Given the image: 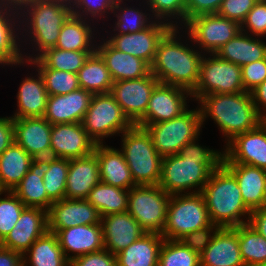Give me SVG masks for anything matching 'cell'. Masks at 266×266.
Returning <instances> with one entry per match:
<instances>
[{"mask_svg": "<svg viewBox=\"0 0 266 266\" xmlns=\"http://www.w3.org/2000/svg\"><path fill=\"white\" fill-rule=\"evenodd\" d=\"M197 140L198 137L184 145L178 154L162 158L158 186L166 193L173 195L202 192L211 173L222 164L223 150L220 152L201 146Z\"/></svg>", "mask_w": 266, "mask_h": 266, "instance_id": "obj_1", "label": "cell"}, {"mask_svg": "<svg viewBox=\"0 0 266 266\" xmlns=\"http://www.w3.org/2000/svg\"><path fill=\"white\" fill-rule=\"evenodd\" d=\"M179 28L172 27L159 41L150 70L159 83L178 86L192 93L199 81L203 54L181 42Z\"/></svg>", "mask_w": 266, "mask_h": 266, "instance_id": "obj_2", "label": "cell"}, {"mask_svg": "<svg viewBox=\"0 0 266 266\" xmlns=\"http://www.w3.org/2000/svg\"><path fill=\"white\" fill-rule=\"evenodd\" d=\"M18 8L20 30L24 31L20 32L23 36H20V43L29 41L28 45L32 44V52L37 54L23 52L24 62L28 65L29 61L36 59L45 50L56 46L60 29L72 15V8L56 0H26Z\"/></svg>", "mask_w": 266, "mask_h": 266, "instance_id": "obj_3", "label": "cell"}, {"mask_svg": "<svg viewBox=\"0 0 266 266\" xmlns=\"http://www.w3.org/2000/svg\"><path fill=\"white\" fill-rule=\"evenodd\" d=\"M197 101L202 126L207 117L213 119L226 144L236 135L255 129L264 119L254 106L250 92L208 94Z\"/></svg>", "mask_w": 266, "mask_h": 266, "instance_id": "obj_4", "label": "cell"}, {"mask_svg": "<svg viewBox=\"0 0 266 266\" xmlns=\"http://www.w3.org/2000/svg\"><path fill=\"white\" fill-rule=\"evenodd\" d=\"M201 193L211 223L219 228H234L249 222L251 211L242 200L236 178L222 164L211 173Z\"/></svg>", "mask_w": 266, "mask_h": 266, "instance_id": "obj_5", "label": "cell"}, {"mask_svg": "<svg viewBox=\"0 0 266 266\" xmlns=\"http://www.w3.org/2000/svg\"><path fill=\"white\" fill-rule=\"evenodd\" d=\"M122 135V136H121ZM120 135L121 148L136 185H158L162 157L144 127L132 125Z\"/></svg>", "mask_w": 266, "mask_h": 266, "instance_id": "obj_6", "label": "cell"}, {"mask_svg": "<svg viewBox=\"0 0 266 266\" xmlns=\"http://www.w3.org/2000/svg\"><path fill=\"white\" fill-rule=\"evenodd\" d=\"M195 109H187L168 121L138 126L146 129L162 158L178 154L184 145L199 137L202 131L201 113L198 106Z\"/></svg>", "mask_w": 266, "mask_h": 266, "instance_id": "obj_7", "label": "cell"}, {"mask_svg": "<svg viewBox=\"0 0 266 266\" xmlns=\"http://www.w3.org/2000/svg\"><path fill=\"white\" fill-rule=\"evenodd\" d=\"M211 224L206 201L201 192L173 194L167 209V219L162 237L179 240L185 234Z\"/></svg>", "mask_w": 266, "mask_h": 266, "instance_id": "obj_8", "label": "cell"}, {"mask_svg": "<svg viewBox=\"0 0 266 266\" xmlns=\"http://www.w3.org/2000/svg\"><path fill=\"white\" fill-rule=\"evenodd\" d=\"M170 197L158 185H135L129 190L127 211L146 233L161 235Z\"/></svg>", "mask_w": 266, "mask_h": 266, "instance_id": "obj_9", "label": "cell"}, {"mask_svg": "<svg viewBox=\"0 0 266 266\" xmlns=\"http://www.w3.org/2000/svg\"><path fill=\"white\" fill-rule=\"evenodd\" d=\"M82 124L96 144H103V139L120 135L133 125L110 93L93 94Z\"/></svg>", "mask_w": 266, "mask_h": 266, "instance_id": "obj_10", "label": "cell"}, {"mask_svg": "<svg viewBox=\"0 0 266 266\" xmlns=\"http://www.w3.org/2000/svg\"><path fill=\"white\" fill-rule=\"evenodd\" d=\"M203 55L198 84L191 93L193 100L208 94H235L244 92L242 68L225 61L217 54Z\"/></svg>", "mask_w": 266, "mask_h": 266, "instance_id": "obj_11", "label": "cell"}, {"mask_svg": "<svg viewBox=\"0 0 266 266\" xmlns=\"http://www.w3.org/2000/svg\"><path fill=\"white\" fill-rule=\"evenodd\" d=\"M185 29L188 42L203 54H215L224 44L233 39L240 31L241 25L234 20L218 14H203L189 19L181 30ZM187 29V30H186ZM206 52V53H205Z\"/></svg>", "mask_w": 266, "mask_h": 266, "instance_id": "obj_12", "label": "cell"}, {"mask_svg": "<svg viewBox=\"0 0 266 266\" xmlns=\"http://www.w3.org/2000/svg\"><path fill=\"white\" fill-rule=\"evenodd\" d=\"M159 83L150 72L140 79L113 82L110 94L121 106L129 121L135 125L146 113L151 93Z\"/></svg>", "mask_w": 266, "mask_h": 266, "instance_id": "obj_13", "label": "cell"}, {"mask_svg": "<svg viewBox=\"0 0 266 266\" xmlns=\"http://www.w3.org/2000/svg\"><path fill=\"white\" fill-rule=\"evenodd\" d=\"M225 145L222 164H246L266 170V119Z\"/></svg>", "mask_w": 266, "mask_h": 266, "instance_id": "obj_14", "label": "cell"}, {"mask_svg": "<svg viewBox=\"0 0 266 266\" xmlns=\"http://www.w3.org/2000/svg\"><path fill=\"white\" fill-rule=\"evenodd\" d=\"M186 98L192 100L188 90L158 83L151 93L145 115L135 125L160 123L180 116L189 108Z\"/></svg>", "mask_w": 266, "mask_h": 266, "instance_id": "obj_15", "label": "cell"}, {"mask_svg": "<svg viewBox=\"0 0 266 266\" xmlns=\"http://www.w3.org/2000/svg\"><path fill=\"white\" fill-rule=\"evenodd\" d=\"M172 27L159 20L140 32L129 34H110L106 41L116 50L141 58L152 64L159 41ZM109 39V40H108Z\"/></svg>", "mask_w": 266, "mask_h": 266, "instance_id": "obj_16", "label": "cell"}, {"mask_svg": "<svg viewBox=\"0 0 266 266\" xmlns=\"http://www.w3.org/2000/svg\"><path fill=\"white\" fill-rule=\"evenodd\" d=\"M95 147L82 123L52 125L51 157L77 159L93 153Z\"/></svg>", "mask_w": 266, "mask_h": 266, "instance_id": "obj_17", "label": "cell"}, {"mask_svg": "<svg viewBox=\"0 0 266 266\" xmlns=\"http://www.w3.org/2000/svg\"><path fill=\"white\" fill-rule=\"evenodd\" d=\"M98 210L86 199H62L48 210V231L55 232L79 225L101 224Z\"/></svg>", "mask_w": 266, "mask_h": 266, "instance_id": "obj_18", "label": "cell"}, {"mask_svg": "<svg viewBox=\"0 0 266 266\" xmlns=\"http://www.w3.org/2000/svg\"><path fill=\"white\" fill-rule=\"evenodd\" d=\"M47 231L48 211L38 207H26L14 228L0 245L24 254Z\"/></svg>", "mask_w": 266, "mask_h": 266, "instance_id": "obj_19", "label": "cell"}, {"mask_svg": "<svg viewBox=\"0 0 266 266\" xmlns=\"http://www.w3.org/2000/svg\"><path fill=\"white\" fill-rule=\"evenodd\" d=\"M14 142L19 144L31 157H51L52 125L44 117L13 119Z\"/></svg>", "mask_w": 266, "mask_h": 266, "instance_id": "obj_20", "label": "cell"}, {"mask_svg": "<svg viewBox=\"0 0 266 266\" xmlns=\"http://www.w3.org/2000/svg\"><path fill=\"white\" fill-rule=\"evenodd\" d=\"M93 94L79 88L65 95L48 96L43 117L51 124L82 123Z\"/></svg>", "mask_w": 266, "mask_h": 266, "instance_id": "obj_21", "label": "cell"}, {"mask_svg": "<svg viewBox=\"0 0 266 266\" xmlns=\"http://www.w3.org/2000/svg\"><path fill=\"white\" fill-rule=\"evenodd\" d=\"M104 249L118 254L146 232L128 211L101 217Z\"/></svg>", "mask_w": 266, "mask_h": 266, "instance_id": "obj_22", "label": "cell"}, {"mask_svg": "<svg viewBox=\"0 0 266 266\" xmlns=\"http://www.w3.org/2000/svg\"><path fill=\"white\" fill-rule=\"evenodd\" d=\"M20 14L16 5L0 2V65L22 66Z\"/></svg>", "mask_w": 266, "mask_h": 266, "instance_id": "obj_23", "label": "cell"}, {"mask_svg": "<svg viewBox=\"0 0 266 266\" xmlns=\"http://www.w3.org/2000/svg\"><path fill=\"white\" fill-rule=\"evenodd\" d=\"M66 258L71 259L104 249L101 224L79 225L54 232ZM72 253L71 255L69 253Z\"/></svg>", "mask_w": 266, "mask_h": 266, "instance_id": "obj_24", "label": "cell"}, {"mask_svg": "<svg viewBox=\"0 0 266 266\" xmlns=\"http://www.w3.org/2000/svg\"><path fill=\"white\" fill-rule=\"evenodd\" d=\"M96 52L104 60L113 82L140 79L151 72L150 65L146 61L116 50L104 37L101 38V41L99 40Z\"/></svg>", "mask_w": 266, "mask_h": 266, "instance_id": "obj_25", "label": "cell"}, {"mask_svg": "<svg viewBox=\"0 0 266 266\" xmlns=\"http://www.w3.org/2000/svg\"><path fill=\"white\" fill-rule=\"evenodd\" d=\"M200 266H245L234 228H219L200 254Z\"/></svg>", "mask_w": 266, "mask_h": 266, "instance_id": "obj_26", "label": "cell"}, {"mask_svg": "<svg viewBox=\"0 0 266 266\" xmlns=\"http://www.w3.org/2000/svg\"><path fill=\"white\" fill-rule=\"evenodd\" d=\"M50 168V157L34 159L30 169L12 191L26 207L49 210L53 201L47 196L43 177Z\"/></svg>", "mask_w": 266, "mask_h": 266, "instance_id": "obj_27", "label": "cell"}, {"mask_svg": "<svg viewBox=\"0 0 266 266\" xmlns=\"http://www.w3.org/2000/svg\"><path fill=\"white\" fill-rule=\"evenodd\" d=\"M99 182V164L94 152L81 158L70 159L64 198L87 199L90 190Z\"/></svg>", "mask_w": 266, "mask_h": 266, "instance_id": "obj_28", "label": "cell"}, {"mask_svg": "<svg viewBox=\"0 0 266 266\" xmlns=\"http://www.w3.org/2000/svg\"><path fill=\"white\" fill-rule=\"evenodd\" d=\"M235 178L242 200L252 212L266 206V170L246 164H222Z\"/></svg>", "mask_w": 266, "mask_h": 266, "instance_id": "obj_29", "label": "cell"}, {"mask_svg": "<svg viewBox=\"0 0 266 266\" xmlns=\"http://www.w3.org/2000/svg\"><path fill=\"white\" fill-rule=\"evenodd\" d=\"M94 153L98 159L100 182L130 190L136 184L122 151L106 144H96Z\"/></svg>", "mask_w": 266, "mask_h": 266, "instance_id": "obj_30", "label": "cell"}, {"mask_svg": "<svg viewBox=\"0 0 266 266\" xmlns=\"http://www.w3.org/2000/svg\"><path fill=\"white\" fill-rule=\"evenodd\" d=\"M35 76H27L17 92V107L13 119L26 117H43L48 100L47 90L39 71ZM37 76V77H36ZM36 77V78H34Z\"/></svg>", "mask_w": 266, "mask_h": 266, "instance_id": "obj_31", "label": "cell"}, {"mask_svg": "<svg viewBox=\"0 0 266 266\" xmlns=\"http://www.w3.org/2000/svg\"><path fill=\"white\" fill-rule=\"evenodd\" d=\"M215 54L225 61L240 67L266 58V43L240 31L224 44Z\"/></svg>", "mask_w": 266, "mask_h": 266, "instance_id": "obj_32", "label": "cell"}, {"mask_svg": "<svg viewBox=\"0 0 266 266\" xmlns=\"http://www.w3.org/2000/svg\"><path fill=\"white\" fill-rule=\"evenodd\" d=\"M91 24L89 20L72 14L61 27L55 47L68 51H96L97 39H94L97 36L94 35L99 34V32L95 30V23L93 22V26Z\"/></svg>", "mask_w": 266, "mask_h": 266, "instance_id": "obj_33", "label": "cell"}, {"mask_svg": "<svg viewBox=\"0 0 266 266\" xmlns=\"http://www.w3.org/2000/svg\"><path fill=\"white\" fill-rule=\"evenodd\" d=\"M164 238L160 234L145 233L141 238L116 254L117 266H158Z\"/></svg>", "mask_w": 266, "mask_h": 266, "instance_id": "obj_34", "label": "cell"}, {"mask_svg": "<svg viewBox=\"0 0 266 266\" xmlns=\"http://www.w3.org/2000/svg\"><path fill=\"white\" fill-rule=\"evenodd\" d=\"M34 158L13 143L0 155V188L13 191L30 169Z\"/></svg>", "mask_w": 266, "mask_h": 266, "instance_id": "obj_35", "label": "cell"}, {"mask_svg": "<svg viewBox=\"0 0 266 266\" xmlns=\"http://www.w3.org/2000/svg\"><path fill=\"white\" fill-rule=\"evenodd\" d=\"M23 266H70L57 236L47 231L22 254Z\"/></svg>", "mask_w": 266, "mask_h": 266, "instance_id": "obj_36", "label": "cell"}, {"mask_svg": "<svg viewBox=\"0 0 266 266\" xmlns=\"http://www.w3.org/2000/svg\"><path fill=\"white\" fill-rule=\"evenodd\" d=\"M77 76L80 88L92 94H106L111 91L113 80L104 60L96 51L89 56Z\"/></svg>", "mask_w": 266, "mask_h": 266, "instance_id": "obj_37", "label": "cell"}, {"mask_svg": "<svg viewBox=\"0 0 266 266\" xmlns=\"http://www.w3.org/2000/svg\"><path fill=\"white\" fill-rule=\"evenodd\" d=\"M129 190L99 182L87 197L100 216L126 212L128 209Z\"/></svg>", "mask_w": 266, "mask_h": 266, "instance_id": "obj_38", "label": "cell"}, {"mask_svg": "<svg viewBox=\"0 0 266 266\" xmlns=\"http://www.w3.org/2000/svg\"><path fill=\"white\" fill-rule=\"evenodd\" d=\"M130 1V0H125ZM128 4L124 0H116L114 9L112 11L113 15L117 18L115 19L114 26L111 27L114 34H129L140 32L146 27L150 26L155 20L151 13L143 12L140 7L127 6ZM135 7V8H134Z\"/></svg>", "mask_w": 266, "mask_h": 266, "instance_id": "obj_39", "label": "cell"}, {"mask_svg": "<svg viewBox=\"0 0 266 266\" xmlns=\"http://www.w3.org/2000/svg\"><path fill=\"white\" fill-rule=\"evenodd\" d=\"M234 229L238 233L239 248L245 266H265L266 238L248 223Z\"/></svg>", "mask_w": 266, "mask_h": 266, "instance_id": "obj_40", "label": "cell"}, {"mask_svg": "<svg viewBox=\"0 0 266 266\" xmlns=\"http://www.w3.org/2000/svg\"><path fill=\"white\" fill-rule=\"evenodd\" d=\"M95 51H68L56 47L45 50L37 59L47 68L78 73Z\"/></svg>", "mask_w": 266, "mask_h": 266, "instance_id": "obj_41", "label": "cell"}, {"mask_svg": "<svg viewBox=\"0 0 266 266\" xmlns=\"http://www.w3.org/2000/svg\"><path fill=\"white\" fill-rule=\"evenodd\" d=\"M28 63L39 71L49 96L65 95L80 88L76 73L47 68L37 58Z\"/></svg>", "mask_w": 266, "mask_h": 266, "instance_id": "obj_42", "label": "cell"}, {"mask_svg": "<svg viewBox=\"0 0 266 266\" xmlns=\"http://www.w3.org/2000/svg\"><path fill=\"white\" fill-rule=\"evenodd\" d=\"M158 266H200V254L179 240L164 239L159 251Z\"/></svg>", "mask_w": 266, "mask_h": 266, "instance_id": "obj_43", "label": "cell"}, {"mask_svg": "<svg viewBox=\"0 0 266 266\" xmlns=\"http://www.w3.org/2000/svg\"><path fill=\"white\" fill-rule=\"evenodd\" d=\"M69 159L50 157V168L43 177L47 196L53 201L64 199Z\"/></svg>", "mask_w": 266, "mask_h": 266, "instance_id": "obj_44", "label": "cell"}, {"mask_svg": "<svg viewBox=\"0 0 266 266\" xmlns=\"http://www.w3.org/2000/svg\"><path fill=\"white\" fill-rule=\"evenodd\" d=\"M154 20L163 21L171 27L185 24L186 0H143ZM175 21H173V20ZM178 19V21H177ZM179 22V23H178ZM182 23V24H181ZM179 24V25H178Z\"/></svg>", "mask_w": 266, "mask_h": 266, "instance_id": "obj_45", "label": "cell"}, {"mask_svg": "<svg viewBox=\"0 0 266 266\" xmlns=\"http://www.w3.org/2000/svg\"><path fill=\"white\" fill-rule=\"evenodd\" d=\"M2 194H6L5 198L1 197ZM25 208L23 202L12 191H3L0 194V243L14 228Z\"/></svg>", "mask_w": 266, "mask_h": 266, "instance_id": "obj_46", "label": "cell"}, {"mask_svg": "<svg viewBox=\"0 0 266 266\" xmlns=\"http://www.w3.org/2000/svg\"><path fill=\"white\" fill-rule=\"evenodd\" d=\"M115 2L116 0H79L72 8V14L90 22L92 21V23L95 19L99 22V18L104 20L110 17L109 15L114 9Z\"/></svg>", "mask_w": 266, "mask_h": 266, "instance_id": "obj_47", "label": "cell"}, {"mask_svg": "<svg viewBox=\"0 0 266 266\" xmlns=\"http://www.w3.org/2000/svg\"><path fill=\"white\" fill-rule=\"evenodd\" d=\"M241 31L254 37L266 39V2L258 0L241 24Z\"/></svg>", "mask_w": 266, "mask_h": 266, "instance_id": "obj_48", "label": "cell"}, {"mask_svg": "<svg viewBox=\"0 0 266 266\" xmlns=\"http://www.w3.org/2000/svg\"><path fill=\"white\" fill-rule=\"evenodd\" d=\"M218 229L219 227L217 225L211 223L204 228L185 234L179 239V241L191 250L201 254L211 243V240Z\"/></svg>", "mask_w": 266, "mask_h": 266, "instance_id": "obj_49", "label": "cell"}, {"mask_svg": "<svg viewBox=\"0 0 266 266\" xmlns=\"http://www.w3.org/2000/svg\"><path fill=\"white\" fill-rule=\"evenodd\" d=\"M258 0H223L218 15L237 21L240 25Z\"/></svg>", "mask_w": 266, "mask_h": 266, "instance_id": "obj_50", "label": "cell"}, {"mask_svg": "<svg viewBox=\"0 0 266 266\" xmlns=\"http://www.w3.org/2000/svg\"><path fill=\"white\" fill-rule=\"evenodd\" d=\"M241 68L245 92H251L266 79V58L251 62Z\"/></svg>", "mask_w": 266, "mask_h": 266, "instance_id": "obj_51", "label": "cell"}, {"mask_svg": "<svg viewBox=\"0 0 266 266\" xmlns=\"http://www.w3.org/2000/svg\"><path fill=\"white\" fill-rule=\"evenodd\" d=\"M70 266H117V258L115 254L103 249L71 259Z\"/></svg>", "mask_w": 266, "mask_h": 266, "instance_id": "obj_52", "label": "cell"}, {"mask_svg": "<svg viewBox=\"0 0 266 266\" xmlns=\"http://www.w3.org/2000/svg\"><path fill=\"white\" fill-rule=\"evenodd\" d=\"M223 0H186L185 23L203 14H217Z\"/></svg>", "mask_w": 266, "mask_h": 266, "instance_id": "obj_53", "label": "cell"}, {"mask_svg": "<svg viewBox=\"0 0 266 266\" xmlns=\"http://www.w3.org/2000/svg\"><path fill=\"white\" fill-rule=\"evenodd\" d=\"M14 143V123L12 117H0V155Z\"/></svg>", "mask_w": 266, "mask_h": 266, "instance_id": "obj_54", "label": "cell"}, {"mask_svg": "<svg viewBox=\"0 0 266 266\" xmlns=\"http://www.w3.org/2000/svg\"><path fill=\"white\" fill-rule=\"evenodd\" d=\"M250 93L254 106L259 114L266 119V79Z\"/></svg>", "mask_w": 266, "mask_h": 266, "instance_id": "obj_55", "label": "cell"}, {"mask_svg": "<svg viewBox=\"0 0 266 266\" xmlns=\"http://www.w3.org/2000/svg\"><path fill=\"white\" fill-rule=\"evenodd\" d=\"M248 224L266 238V206L252 211Z\"/></svg>", "mask_w": 266, "mask_h": 266, "instance_id": "obj_56", "label": "cell"}, {"mask_svg": "<svg viewBox=\"0 0 266 266\" xmlns=\"http://www.w3.org/2000/svg\"><path fill=\"white\" fill-rule=\"evenodd\" d=\"M0 266H23L22 254L0 245Z\"/></svg>", "mask_w": 266, "mask_h": 266, "instance_id": "obj_57", "label": "cell"}, {"mask_svg": "<svg viewBox=\"0 0 266 266\" xmlns=\"http://www.w3.org/2000/svg\"><path fill=\"white\" fill-rule=\"evenodd\" d=\"M56 1L70 8H73L79 0H56Z\"/></svg>", "mask_w": 266, "mask_h": 266, "instance_id": "obj_58", "label": "cell"}, {"mask_svg": "<svg viewBox=\"0 0 266 266\" xmlns=\"http://www.w3.org/2000/svg\"><path fill=\"white\" fill-rule=\"evenodd\" d=\"M24 1H26V0H0V2L13 4V5H16V6H19Z\"/></svg>", "mask_w": 266, "mask_h": 266, "instance_id": "obj_59", "label": "cell"}]
</instances>
